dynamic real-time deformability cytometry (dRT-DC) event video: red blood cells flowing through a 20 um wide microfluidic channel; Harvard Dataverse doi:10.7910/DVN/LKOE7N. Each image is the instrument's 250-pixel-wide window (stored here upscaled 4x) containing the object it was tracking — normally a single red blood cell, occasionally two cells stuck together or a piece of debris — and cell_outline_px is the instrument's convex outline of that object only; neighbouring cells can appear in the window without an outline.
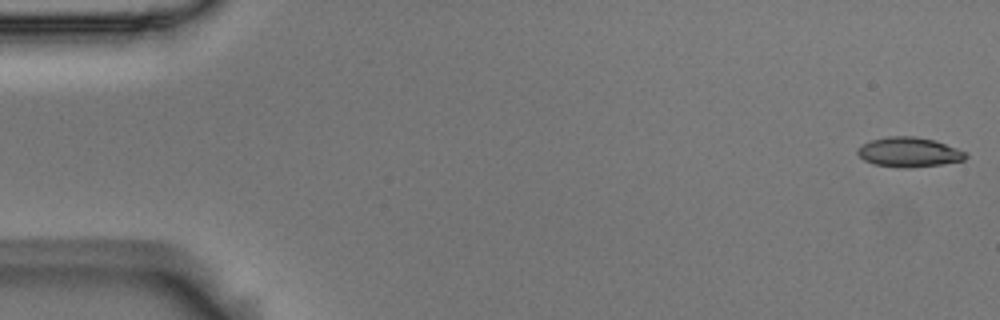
{"species": "Egyptian fruit bat (a non-hibernating species)", "species_latin": "Rousettus aegyptiacus", "temperature_condition": "room temperature", "stored_images_in_passage": 55, "camera_frame_rate_fps": 3000, "um_per_image_px": 0.085, "animal": {"sex": "male"}, "frame": {"image": 1, "passage_image": 1, "time_ms": 0.0, "image_size_px": [1000, 320], "cell_outline_px": [[968, 156], [964, 160], [940, 164], [876, 164], [864, 160], [856, 152], [856, 148], [872, 140], [888, 136], [912, 136], [936, 140], [968, 152]], "centroid_in_image_um": [77.31, 12.86], "position_along_channel_um": 7.7, "area_um2": 17.69}}
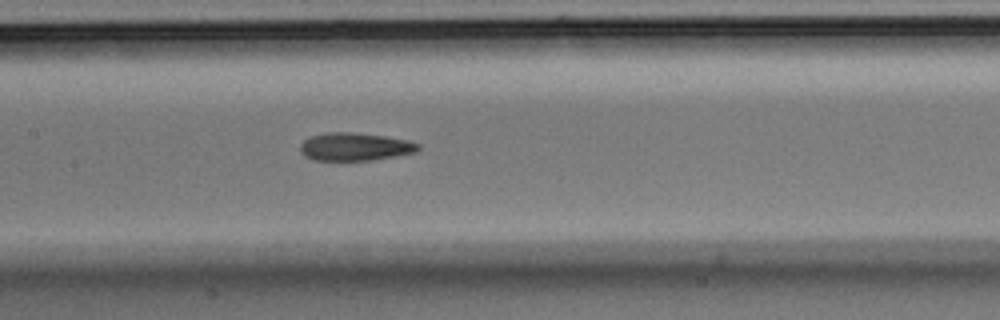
{"frame": {"image": 2, "passage_image": 26, "time_ms": 8.333, "image_size_px": [1000, 320], "cell_outline_px": [[420, 148], [416, 152], [396, 156], [372, 160], [312, 160], [304, 156], [300, 152], [300, 144], [308, 136], [328, 132], [352, 132], [388, 136], [408, 140], [420, 144]], "centroid_in_image_um": [30.16, 12.46], "position_along_channel_um": 177.2, "area_um2": 19.48}}
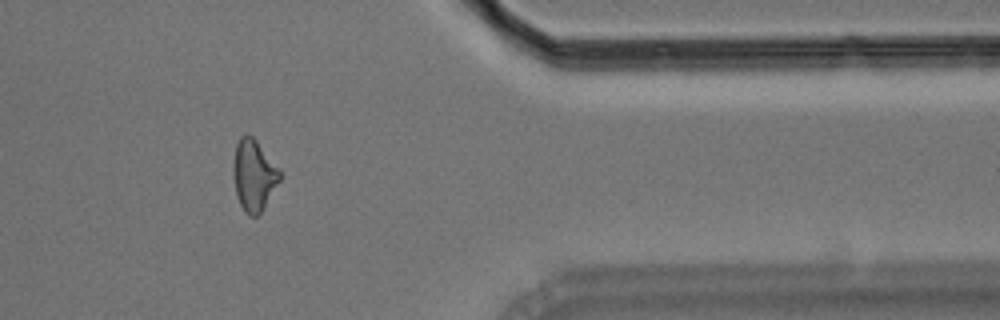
{"frame": {"image": 3, "passage_image": 45, "time_ms": 14.667, "image_size_px": [1000, 320], "cell_outline_px": [[280, 180], [264, 208], [256, 216], [248, 216], [244, 212], [236, 196], [232, 176], [232, 164], [236, 144], [240, 136], [248, 132], [256, 140], [280, 168]], "centroid_in_image_um": [21.55, 14.88], "position_along_channel_um": 389.9, "area_um2": 19.71}, "authors_computed_cell_mechanics": {"area_um2": 19.074, "velocity_mm_per_s": 3.6772, "shape_relaxation_time_tau1_ms": null, "shape_relaxation_time_tau2_ms": 6.3688, "deformation_change_tau1": null, "deformation_change_tau2": 0.1434}}